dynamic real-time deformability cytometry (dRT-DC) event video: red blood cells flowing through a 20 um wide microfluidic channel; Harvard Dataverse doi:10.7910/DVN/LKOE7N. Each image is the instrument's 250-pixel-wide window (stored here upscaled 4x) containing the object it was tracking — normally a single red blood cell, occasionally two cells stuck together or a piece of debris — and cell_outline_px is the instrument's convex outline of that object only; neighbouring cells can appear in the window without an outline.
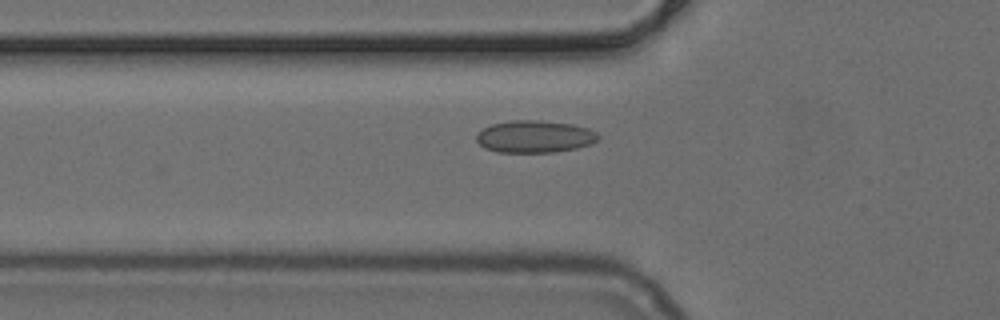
{"species": "common noctule bat (a hibernating species)", "species_latin": "Nyctalus noctula", "temperature_condition": "cold", "stored_images_in_passage": 38, "camera_frame_rate_fps": 3000, "um_per_image_px": 0.085, "animal": {"sex": "female", "body_mass_g": 24.6, "forearm_length_mm": 56.2}, "frame": {"image": 1, "passage_image": 4, "time_ms": 1.0, "image_size_px": [1000, 320], "cell_outline_px": [[600, 140], [592, 144], [576, 148], [556, 152], [496, 152], [484, 148], [476, 140], [476, 136], [484, 128], [492, 124], [512, 120], [540, 120], [572, 124], [588, 128], [596, 132], [600, 136]], "centroid_in_image_um": [45.49, 11.61], "position_along_channel_um": 80.3, "area_um2": 23.0}}
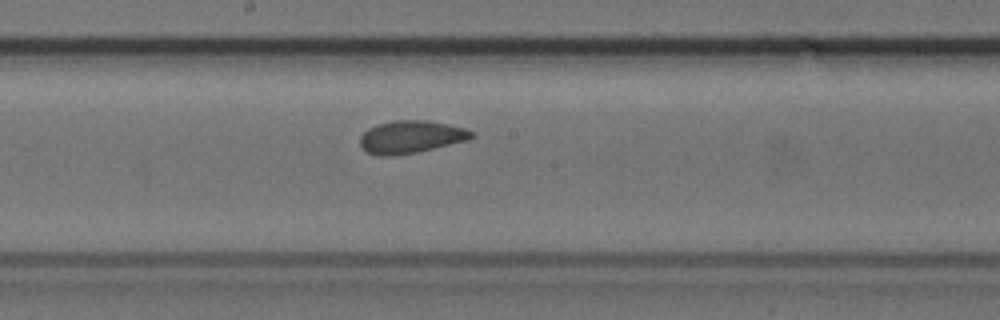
{"frame": {"image": 2, "passage_image": 14, "time_ms": 4.333, "image_size_px": [1000, 320], "cell_outline_px": [[476, 136], [468, 140], [416, 152], [392, 156], [380, 156], [368, 152], [360, 144], [360, 136], [368, 128], [392, 120], [428, 120], [448, 124], [464, 128], [476, 132]], "centroid_in_image_um": [34.96, 11.63], "position_along_channel_um": 213.2, "area_um2": 21.15}}
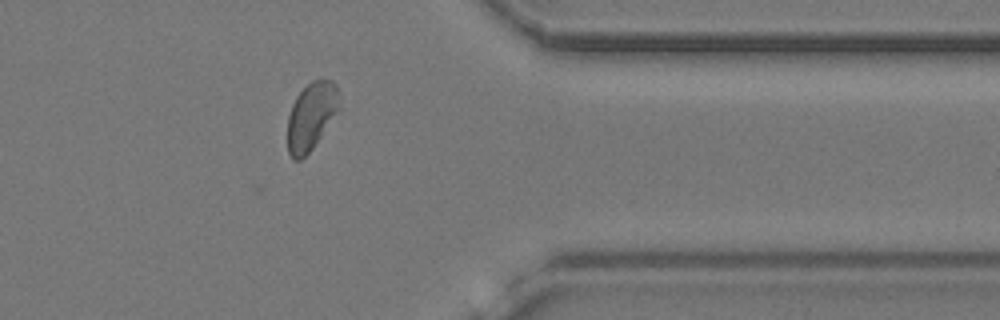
{"frame": {"image": 3, "passage_image": 28, "time_ms": 9.0, "image_size_px": [1000, 320], "cell_outline_px": [[340, 108], [312, 148], [300, 160], [292, 160], [288, 152], [288, 116], [292, 104], [296, 96], [312, 80], [332, 80], [336, 84], [340, 92]], "centroid_in_image_um": [26.47, 9.85], "position_along_channel_um": 384.9, "area_um2": 20.29}}